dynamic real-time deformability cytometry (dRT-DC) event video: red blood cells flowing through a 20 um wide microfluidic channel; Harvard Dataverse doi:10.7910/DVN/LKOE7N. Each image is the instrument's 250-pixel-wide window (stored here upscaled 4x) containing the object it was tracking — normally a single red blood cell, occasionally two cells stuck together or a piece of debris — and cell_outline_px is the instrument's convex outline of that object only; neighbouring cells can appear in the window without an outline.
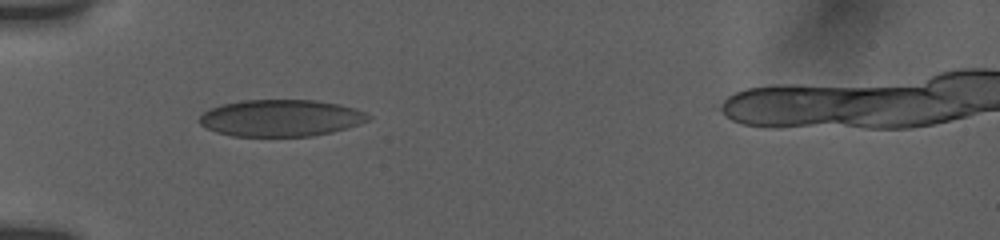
{"species": "human", "species_latin": "Homo sapiens", "temperature_condition": "room temperature", "stored_images_in_passage": 3, "camera_frame_rate_fps": 3000, "um_per_image_px": 0.085, "donor": {"sex": "female"}, "frame": {"image": 1, "passage_image": 1, "time_ms": 0.0, "image_size_px": [1000, 240], "cell_outline_px": [[372, 116], [368, 120], [360, 124], [332, 132], [312, 136], [232, 136], [216, 132], [200, 124], [200, 116], [204, 112], [220, 104], [244, 100], [316, 100], [340, 104], [356, 108]], "centroid_in_image_um": [23.9, 10.03], "position_along_channel_um": 61.1, "area_um2": 36.24}}